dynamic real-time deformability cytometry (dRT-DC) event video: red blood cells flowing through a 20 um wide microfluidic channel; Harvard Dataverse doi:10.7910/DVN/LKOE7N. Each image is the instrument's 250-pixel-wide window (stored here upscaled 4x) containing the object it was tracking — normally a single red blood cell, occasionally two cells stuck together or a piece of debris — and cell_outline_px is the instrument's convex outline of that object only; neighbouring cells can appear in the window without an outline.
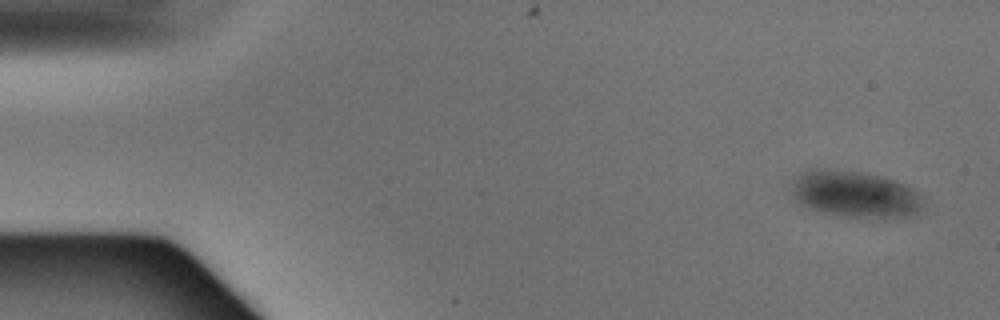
{"species": "Egyptian fruit bat (a non-hibernating species)", "species_latin": "Rousettus aegyptiacus", "temperature_condition": "warm", "stored_images_in_passage": 5, "segment_of_instrument_passage": [1, 2], "camera_frame_rate_fps": 3000, "um_per_image_px": 0.085, "animal": {"sex": "male"}, "frame": {"image": 1, "passage_image": 1, "time_ms": 0.0, "image_size_px": [1000, 320], "cell_outline_px": [[924, 212], [912, 216], [892, 220], [880, 220], [848, 216], [808, 208], [800, 204], [788, 196], [792, 180], [800, 172], [808, 168], [836, 168], [860, 172], [880, 176], [904, 184], [920, 192], [924, 200]], "centroid_in_image_um": [72.7, 16.52], "position_along_channel_um": 12.3, "area_um2": 37.4}}
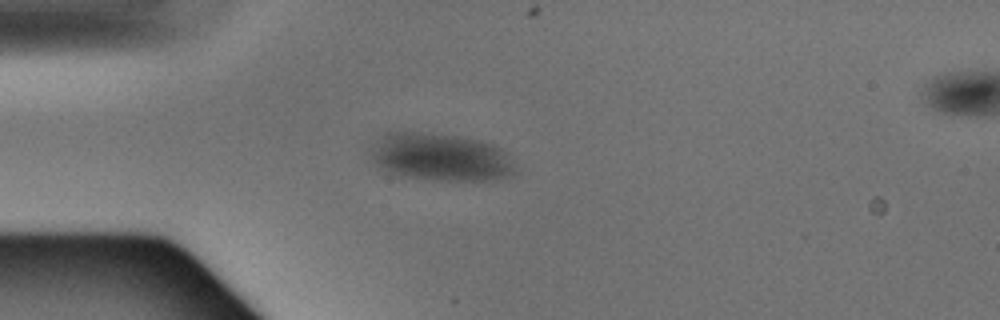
{"frame": {"image": 2, "passage_image": 4, "time_ms": 1.0, "image_size_px": [1000, 320], "cell_outline_px": [[516, 172], [508, 176], [492, 180], [436, 180], [400, 176], [384, 172], [372, 160], [372, 144], [384, 132], [432, 132], [460, 136], [480, 140], [492, 144], [500, 148], [508, 156], [516, 168]], "centroid_in_image_um": [37.4, 13.34], "position_along_channel_um": 47.6, "area_um2": 40.58}}